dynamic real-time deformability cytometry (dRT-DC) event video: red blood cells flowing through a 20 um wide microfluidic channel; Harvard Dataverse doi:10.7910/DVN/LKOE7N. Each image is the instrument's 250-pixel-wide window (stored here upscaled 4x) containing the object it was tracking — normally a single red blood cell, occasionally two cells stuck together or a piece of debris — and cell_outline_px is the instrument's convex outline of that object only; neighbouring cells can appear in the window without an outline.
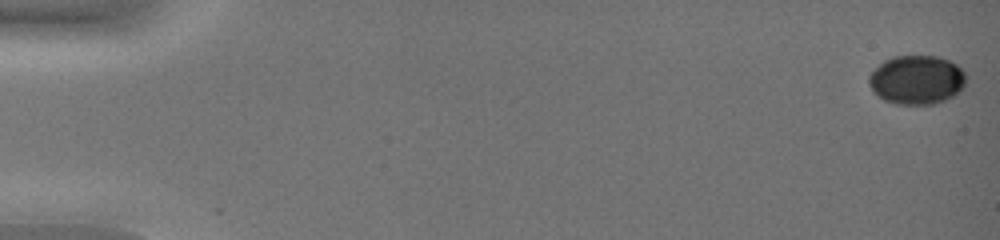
{"species": "common noctule bat (a hibernating species)", "species_latin": "Nyctalus noctula", "temperature_condition": "warm", "stored_images_in_passage": 27, "camera_frame_rate_fps": 3000, "um_per_image_px": 0.085, "animal": {"sex": "female", "body_mass_g": 19.0, "forearm_length_mm": 51.5}, "frame": {"image": 1, "passage_image": 1, "time_ms": 0.0, "image_size_px": [1000, 240], "cell_outline_px": [[968, 76], [964, 88], [952, 96], [944, 100], [932, 104], [896, 104], [884, 100], [872, 92], [868, 80], [868, 76], [884, 60], [892, 56], [940, 56], [956, 64]], "centroid_in_image_um": [77.93, 6.78], "position_along_channel_um": 7.1, "area_um2": 27.92}}
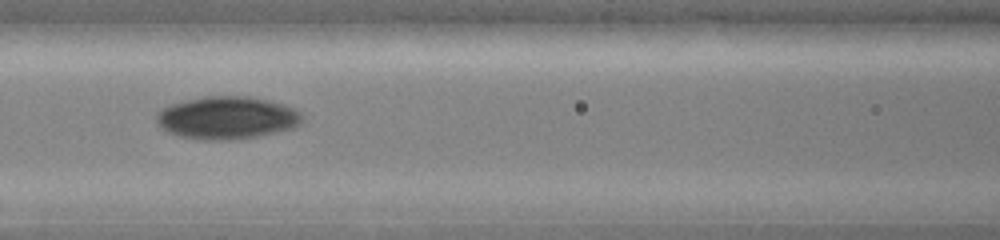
{"frame": {"image": 2, "passage_image": 24, "time_ms": 7.667, "image_size_px": [1000, 240], "cell_outline_px": [[300, 124], [296, 128], [256, 136], [232, 140], [196, 140], [180, 136], [168, 132], [160, 128], [156, 120], [156, 116], [168, 104], [204, 96], [248, 96], [268, 100], [284, 104], [296, 108], [300, 112]], "centroid_in_image_um": [19.28, 10.01], "position_along_channel_um": 147.3, "area_um2": 36.41}}
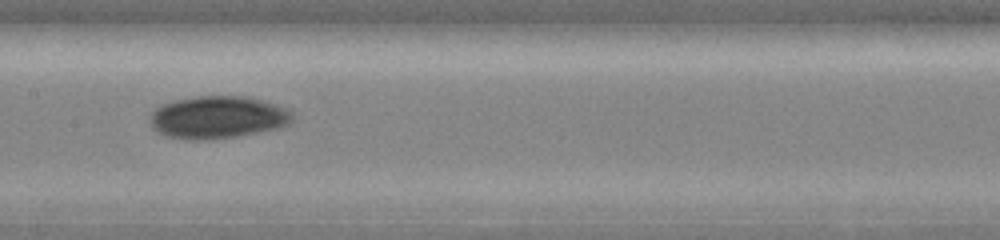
{"frame": {"image": 3, "passage_image": 27, "time_ms": 8.667, "image_size_px": [1000, 240], "cell_outline_px": [[292, 120], [288, 124], [280, 128], [236, 136], [212, 140], [188, 140], [164, 136], [156, 132], [152, 128], [148, 120], [148, 116], [160, 104], [172, 100], [196, 96], [244, 96], [264, 100], [292, 108]], "centroid_in_image_um": [18.48, 9.97], "position_along_channel_um": 188.9, "area_um2": 36.13}}